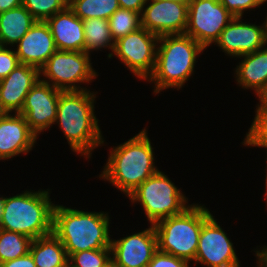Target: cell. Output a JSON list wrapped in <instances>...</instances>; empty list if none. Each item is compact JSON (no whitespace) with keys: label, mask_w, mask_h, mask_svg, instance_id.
Segmentation results:
<instances>
[{"label":"cell","mask_w":267,"mask_h":267,"mask_svg":"<svg viewBox=\"0 0 267 267\" xmlns=\"http://www.w3.org/2000/svg\"><path fill=\"white\" fill-rule=\"evenodd\" d=\"M96 94L89 89L61 91L57 105L55 124L62 129L71 150L87 159L105 141L94 112Z\"/></svg>","instance_id":"6da1fadb"},{"label":"cell","mask_w":267,"mask_h":267,"mask_svg":"<svg viewBox=\"0 0 267 267\" xmlns=\"http://www.w3.org/2000/svg\"><path fill=\"white\" fill-rule=\"evenodd\" d=\"M85 44L84 52L91 55L90 52L100 50L101 48L111 49L107 55L111 57L115 41L113 40L108 20L103 18H92L83 20Z\"/></svg>","instance_id":"603a6c76"},{"label":"cell","mask_w":267,"mask_h":267,"mask_svg":"<svg viewBox=\"0 0 267 267\" xmlns=\"http://www.w3.org/2000/svg\"><path fill=\"white\" fill-rule=\"evenodd\" d=\"M211 215L200 231L194 262L207 267H240L233 243Z\"/></svg>","instance_id":"8fae6325"},{"label":"cell","mask_w":267,"mask_h":267,"mask_svg":"<svg viewBox=\"0 0 267 267\" xmlns=\"http://www.w3.org/2000/svg\"><path fill=\"white\" fill-rule=\"evenodd\" d=\"M4 202H5V197H1L0 196V221L2 218V214H3V207H4Z\"/></svg>","instance_id":"f35d334b"},{"label":"cell","mask_w":267,"mask_h":267,"mask_svg":"<svg viewBox=\"0 0 267 267\" xmlns=\"http://www.w3.org/2000/svg\"><path fill=\"white\" fill-rule=\"evenodd\" d=\"M29 252L36 267H68L66 250L53 233L32 240Z\"/></svg>","instance_id":"7402d4cb"},{"label":"cell","mask_w":267,"mask_h":267,"mask_svg":"<svg viewBox=\"0 0 267 267\" xmlns=\"http://www.w3.org/2000/svg\"><path fill=\"white\" fill-rule=\"evenodd\" d=\"M163 1H173V2H179V3H189L191 0H163Z\"/></svg>","instance_id":"60d3db41"},{"label":"cell","mask_w":267,"mask_h":267,"mask_svg":"<svg viewBox=\"0 0 267 267\" xmlns=\"http://www.w3.org/2000/svg\"><path fill=\"white\" fill-rule=\"evenodd\" d=\"M238 58L243 59L235 68L237 84L259 96L267 88V47Z\"/></svg>","instance_id":"ffe728a7"},{"label":"cell","mask_w":267,"mask_h":267,"mask_svg":"<svg viewBox=\"0 0 267 267\" xmlns=\"http://www.w3.org/2000/svg\"><path fill=\"white\" fill-rule=\"evenodd\" d=\"M22 5L37 21H46L63 11L68 3L65 0H22Z\"/></svg>","instance_id":"83f0119b"},{"label":"cell","mask_w":267,"mask_h":267,"mask_svg":"<svg viewBox=\"0 0 267 267\" xmlns=\"http://www.w3.org/2000/svg\"><path fill=\"white\" fill-rule=\"evenodd\" d=\"M114 41L141 27L140 14L132 10L117 9L108 19Z\"/></svg>","instance_id":"484cf974"},{"label":"cell","mask_w":267,"mask_h":267,"mask_svg":"<svg viewBox=\"0 0 267 267\" xmlns=\"http://www.w3.org/2000/svg\"><path fill=\"white\" fill-rule=\"evenodd\" d=\"M147 134V130L142 129L128 141L113 146L99 175V178L110 182L127 197L158 171L154 162V148Z\"/></svg>","instance_id":"7a4b0ae2"},{"label":"cell","mask_w":267,"mask_h":267,"mask_svg":"<svg viewBox=\"0 0 267 267\" xmlns=\"http://www.w3.org/2000/svg\"><path fill=\"white\" fill-rule=\"evenodd\" d=\"M111 257L122 267H148L158 250L153 224L141 232L111 240Z\"/></svg>","instance_id":"9a60e30c"},{"label":"cell","mask_w":267,"mask_h":267,"mask_svg":"<svg viewBox=\"0 0 267 267\" xmlns=\"http://www.w3.org/2000/svg\"><path fill=\"white\" fill-rule=\"evenodd\" d=\"M22 5V0H0V13Z\"/></svg>","instance_id":"e575fe53"},{"label":"cell","mask_w":267,"mask_h":267,"mask_svg":"<svg viewBox=\"0 0 267 267\" xmlns=\"http://www.w3.org/2000/svg\"><path fill=\"white\" fill-rule=\"evenodd\" d=\"M203 51L205 49L185 33L160 36L154 72L147 80L154 83V94L182 88L195 72L197 57Z\"/></svg>","instance_id":"277c9868"},{"label":"cell","mask_w":267,"mask_h":267,"mask_svg":"<svg viewBox=\"0 0 267 267\" xmlns=\"http://www.w3.org/2000/svg\"><path fill=\"white\" fill-rule=\"evenodd\" d=\"M257 250L255 252V256L257 257L258 262L263 266L267 267V246H263V248L260 250L256 248Z\"/></svg>","instance_id":"d590c367"},{"label":"cell","mask_w":267,"mask_h":267,"mask_svg":"<svg viewBox=\"0 0 267 267\" xmlns=\"http://www.w3.org/2000/svg\"><path fill=\"white\" fill-rule=\"evenodd\" d=\"M233 18L219 0H191L185 34L207 49Z\"/></svg>","instance_id":"30bf717a"},{"label":"cell","mask_w":267,"mask_h":267,"mask_svg":"<svg viewBox=\"0 0 267 267\" xmlns=\"http://www.w3.org/2000/svg\"><path fill=\"white\" fill-rule=\"evenodd\" d=\"M222 5L234 16L243 17L245 11H250L263 5L266 0H219Z\"/></svg>","instance_id":"f546056e"},{"label":"cell","mask_w":267,"mask_h":267,"mask_svg":"<svg viewBox=\"0 0 267 267\" xmlns=\"http://www.w3.org/2000/svg\"><path fill=\"white\" fill-rule=\"evenodd\" d=\"M148 267H189V262L157 250L149 262Z\"/></svg>","instance_id":"1f68e13d"},{"label":"cell","mask_w":267,"mask_h":267,"mask_svg":"<svg viewBox=\"0 0 267 267\" xmlns=\"http://www.w3.org/2000/svg\"><path fill=\"white\" fill-rule=\"evenodd\" d=\"M128 197L132 203H140L150 224L181 214L191 206L185 194L160 170Z\"/></svg>","instance_id":"52a82bcc"},{"label":"cell","mask_w":267,"mask_h":267,"mask_svg":"<svg viewBox=\"0 0 267 267\" xmlns=\"http://www.w3.org/2000/svg\"><path fill=\"white\" fill-rule=\"evenodd\" d=\"M266 153H267V152H266ZM266 156H267V155H266ZM266 160H267V158H266ZM266 163H267V161H266ZM266 169H267V165H266ZM266 171H267V170H266ZM265 177H266V178H265V179H266V180H265V187H266V191H265V195H266L265 198H266V199H265V200H267V172H266Z\"/></svg>","instance_id":"ab89813d"},{"label":"cell","mask_w":267,"mask_h":267,"mask_svg":"<svg viewBox=\"0 0 267 267\" xmlns=\"http://www.w3.org/2000/svg\"><path fill=\"white\" fill-rule=\"evenodd\" d=\"M54 203L50 190L24 191L5 197L0 229L23 234L32 240L52 233Z\"/></svg>","instance_id":"5b68a950"},{"label":"cell","mask_w":267,"mask_h":267,"mask_svg":"<svg viewBox=\"0 0 267 267\" xmlns=\"http://www.w3.org/2000/svg\"><path fill=\"white\" fill-rule=\"evenodd\" d=\"M111 258V248L91 249L73 253L68 258L69 267H104Z\"/></svg>","instance_id":"f1b7e54d"},{"label":"cell","mask_w":267,"mask_h":267,"mask_svg":"<svg viewBox=\"0 0 267 267\" xmlns=\"http://www.w3.org/2000/svg\"><path fill=\"white\" fill-rule=\"evenodd\" d=\"M60 92L39 79L26 95L19 114L25 117L30 130L37 137L55 124Z\"/></svg>","instance_id":"7c38bea8"},{"label":"cell","mask_w":267,"mask_h":267,"mask_svg":"<svg viewBox=\"0 0 267 267\" xmlns=\"http://www.w3.org/2000/svg\"><path fill=\"white\" fill-rule=\"evenodd\" d=\"M37 20L21 5L0 13V46H15Z\"/></svg>","instance_id":"44dd1931"},{"label":"cell","mask_w":267,"mask_h":267,"mask_svg":"<svg viewBox=\"0 0 267 267\" xmlns=\"http://www.w3.org/2000/svg\"><path fill=\"white\" fill-rule=\"evenodd\" d=\"M68 7L82 21L92 18L108 20L120 8L118 0H70Z\"/></svg>","instance_id":"cb8c5ba5"},{"label":"cell","mask_w":267,"mask_h":267,"mask_svg":"<svg viewBox=\"0 0 267 267\" xmlns=\"http://www.w3.org/2000/svg\"><path fill=\"white\" fill-rule=\"evenodd\" d=\"M40 78L39 69L19 64L6 78L0 80V112L19 113L26 95Z\"/></svg>","instance_id":"e0dca14e"},{"label":"cell","mask_w":267,"mask_h":267,"mask_svg":"<svg viewBox=\"0 0 267 267\" xmlns=\"http://www.w3.org/2000/svg\"><path fill=\"white\" fill-rule=\"evenodd\" d=\"M15 45L20 64L39 70L57 50L50 27L45 21H37Z\"/></svg>","instance_id":"ac0fdd59"},{"label":"cell","mask_w":267,"mask_h":267,"mask_svg":"<svg viewBox=\"0 0 267 267\" xmlns=\"http://www.w3.org/2000/svg\"><path fill=\"white\" fill-rule=\"evenodd\" d=\"M257 263V267H263L258 261L256 262Z\"/></svg>","instance_id":"7bdbcfd3"},{"label":"cell","mask_w":267,"mask_h":267,"mask_svg":"<svg viewBox=\"0 0 267 267\" xmlns=\"http://www.w3.org/2000/svg\"><path fill=\"white\" fill-rule=\"evenodd\" d=\"M19 64L15 49L13 51L7 46H0V80L6 78Z\"/></svg>","instance_id":"4dcf8cb0"},{"label":"cell","mask_w":267,"mask_h":267,"mask_svg":"<svg viewBox=\"0 0 267 267\" xmlns=\"http://www.w3.org/2000/svg\"><path fill=\"white\" fill-rule=\"evenodd\" d=\"M31 241L23 234L0 229V264L26 255Z\"/></svg>","instance_id":"d4e9b609"},{"label":"cell","mask_w":267,"mask_h":267,"mask_svg":"<svg viewBox=\"0 0 267 267\" xmlns=\"http://www.w3.org/2000/svg\"><path fill=\"white\" fill-rule=\"evenodd\" d=\"M266 2H267V0H266ZM264 23H265L266 40H267V16H266Z\"/></svg>","instance_id":"b9f144b4"},{"label":"cell","mask_w":267,"mask_h":267,"mask_svg":"<svg viewBox=\"0 0 267 267\" xmlns=\"http://www.w3.org/2000/svg\"><path fill=\"white\" fill-rule=\"evenodd\" d=\"M211 215L205 205L193 203L183 213L154 223L158 250L194 261L202 224Z\"/></svg>","instance_id":"8992f818"},{"label":"cell","mask_w":267,"mask_h":267,"mask_svg":"<svg viewBox=\"0 0 267 267\" xmlns=\"http://www.w3.org/2000/svg\"><path fill=\"white\" fill-rule=\"evenodd\" d=\"M97 73L86 52L56 50L40 69V79L61 91H79L86 90L81 83H91Z\"/></svg>","instance_id":"ba28073f"},{"label":"cell","mask_w":267,"mask_h":267,"mask_svg":"<svg viewBox=\"0 0 267 267\" xmlns=\"http://www.w3.org/2000/svg\"><path fill=\"white\" fill-rule=\"evenodd\" d=\"M242 144L245 147L251 146L267 149V108H256L254 120Z\"/></svg>","instance_id":"4316f807"},{"label":"cell","mask_w":267,"mask_h":267,"mask_svg":"<svg viewBox=\"0 0 267 267\" xmlns=\"http://www.w3.org/2000/svg\"><path fill=\"white\" fill-rule=\"evenodd\" d=\"M159 37L140 27L115 41L110 59L116 56L133 75L142 80L154 72Z\"/></svg>","instance_id":"9c48e42d"},{"label":"cell","mask_w":267,"mask_h":267,"mask_svg":"<svg viewBox=\"0 0 267 267\" xmlns=\"http://www.w3.org/2000/svg\"><path fill=\"white\" fill-rule=\"evenodd\" d=\"M188 4L147 0L140 15L141 26L158 37L184 34L187 26Z\"/></svg>","instance_id":"4fadbf2b"},{"label":"cell","mask_w":267,"mask_h":267,"mask_svg":"<svg viewBox=\"0 0 267 267\" xmlns=\"http://www.w3.org/2000/svg\"><path fill=\"white\" fill-rule=\"evenodd\" d=\"M0 267H36V265L31 253L28 252L24 256L1 263Z\"/></svg>","instance_id":"d6a6232c"},{"label":"cell","mask_w":267,"mask_h":267,"mask_svg":"<svg viewBox=\"0 0 267 267\" xmlns=\"http://www.w3.org/2000/svg\"><path fill=\"white\" fill-rule=\"evenodd\" d=\"M104 267H122L112 257L107 261Z\"/></svg>","instance_id":"74e56055"},{"label":"cell","mask_w":267,"mask_h":267,"mask_svg":"<svg viewBox=\"0 0 267 267\" xmlns=\"http://www.w3.org/2000/svg\"><path fill=\"white\" fill-rule=\"evenodd\" d=\"M38 137L30 130L23 115L0 114V160L29 153Z\"/></svg>","instance_id":"2e32d148"},{"label":"cell","mask_w":267,"mask_h":267,"mask_svg":"<svg viewBox=\"0 0 267 267\" xmlns=\"http://www.w3.org/2000/svg\"><path fill=\"white\" fill-rule=\"evenodd\" d=\"M258 99L256 108H267V88L258 96Z\"/></svg>","instance_id":"8d00e7d4"},{"label":"cell","mask_w":267,"mask_h":267,"mask_svg":"<svg viewBox=\"0 0 267 267\" xmlns=\"http://www.w3.org/2000/svg\"><path fill=\"white\" fill-rule=\"evenodd\" d=\"M110 217L104 212H87L54 205L52 233L62 242L68 258L76 252L111 248Z\"/></svg>","instance_id":"3957f363"},{"label":"cell","mask_w":267,"mask_h":267,"mask_svg":"<svg viewBox=\"0 0 267 267\" xmlns=\"http://www.w3.org/2000/svg\"><path fill=\"white\" fill-rule=\"evenodd\" d=\"M146 1L147 0H118V3H119L120 8L132 10L141 15Z\"/></svg>","instance_id":"836d02e7"},{"label":"cell","mask_w":267,"mask_h":267,"mask_svg":"<svg viewBox=\"0 0 267 267\" xmlns=\"http://www.w3.org/2000/svg\"><path fill=\"white\" fill-rule=\"evenodd\" d=\"M242 20V17H234L215 42L232 58L253 53L267 45L265 23L258 26Z\"/></svg>","instance_id":"5bb4252c"},{"label":"cell","mask_w":267,"mask_h":267,"mask_svg":"<svg viewBox=\"0 0 267 267\" xmlns=\"http://www.w3.org/2000/svg\"><path fill=\"white\" fill-rule=\"evenodd\" d=\"M45 22L50 27L57 50L84 51L83 21L68 6Z\"/></svg>","instance_id":"d6986e66"}]
</instances>
